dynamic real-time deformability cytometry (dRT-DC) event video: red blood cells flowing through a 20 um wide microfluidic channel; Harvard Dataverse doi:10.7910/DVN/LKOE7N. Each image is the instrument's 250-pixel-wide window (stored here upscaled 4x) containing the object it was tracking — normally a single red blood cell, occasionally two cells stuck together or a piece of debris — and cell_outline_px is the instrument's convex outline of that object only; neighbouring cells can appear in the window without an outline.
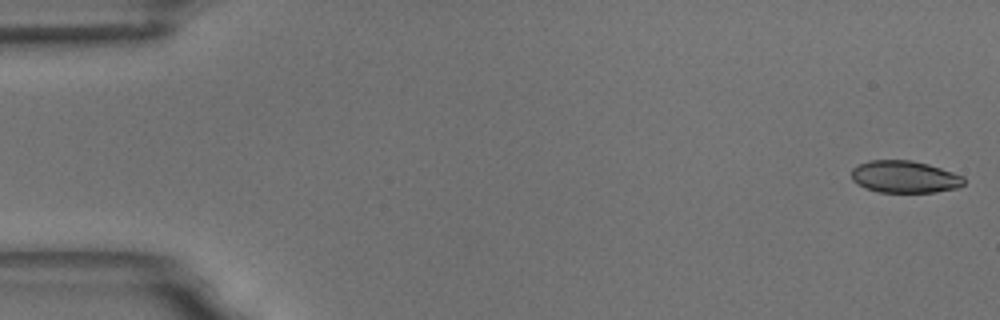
{"species": "common noctule bat (a hibernating species)", "species_latin": "Nyctalus noctula", "temperature_condition": "room temperature", "stored_images_in_passage": 13, "camera_frame_rate_fps": 3000, "um_per_image_px": 0.085, "animal": {"sex": "male", "body_mass_g": 18.8}, "frame": {"image": 1, "passage_image": 1, "time_ms": 0.0, "image_size_px": [1000, 320], "cell_outline_px": [[964, 184], [956, 188], [936, 192], [880, 192], [856, 184], [852, 180], [852, 168], [868, 160], [912, 160], [928, 164], [964, 176]], "centroid_in_image_um": [76.89, 15.02], "position_along_channel_um": 8.1, "area_um2": 20.98}}